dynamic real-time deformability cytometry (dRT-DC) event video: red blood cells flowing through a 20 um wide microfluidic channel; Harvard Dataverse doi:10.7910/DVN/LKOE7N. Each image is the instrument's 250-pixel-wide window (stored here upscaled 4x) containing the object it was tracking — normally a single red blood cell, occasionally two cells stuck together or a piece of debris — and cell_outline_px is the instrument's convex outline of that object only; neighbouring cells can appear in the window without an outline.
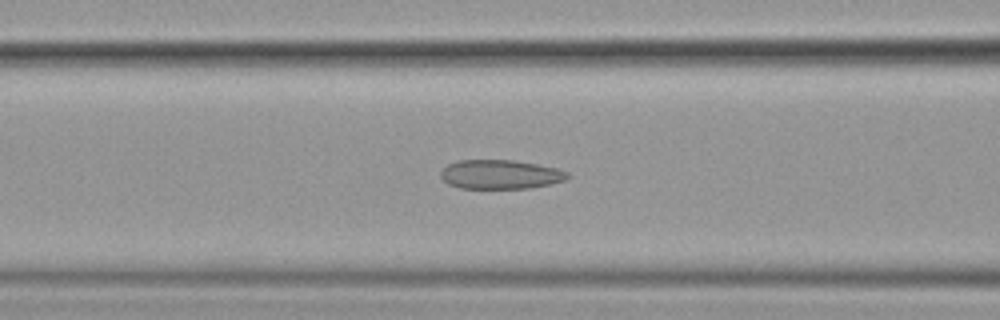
{"species": "common noctule bat (a hibernating species)", "species_latin": "Nyctalus noctula", "temperature_condition": "cold", "stored_images_in_passage": 55, "camera_frame_rate_fps": 3000, "um_per_image_px": 0.085, "animal": {"sex": "female", "body_mass_g": 19.9}, "frame": {"image": 1, "passage_image": 23, "time_ms": 7.333, "image_size_px": [1000, 320], "cell_outline_px": [[568, 176], [564, 180], [532, 188], [460, 188], [448, 184], [440, 176], [440, 172], [448, 164], [460, 160], [512, 160], [536, 164], [556, 168], [568, 172]], "centroid_in_image_um": [42.5, 14.82], "position_along_channel_um": 124.1, "area_um2": 21.33}}
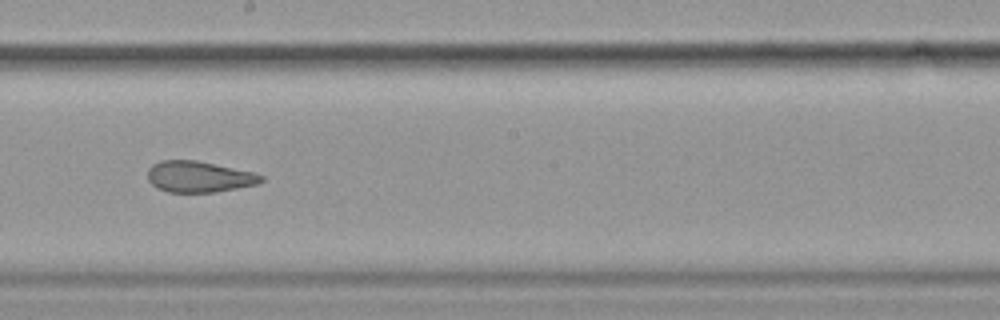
{"frame": {"image": 2, "passage_image": 32, "time_ms": 10.333, "image_size_px": [1000, 320], "cell_outline_px": [[264, 180], [256, 184], [216, 192], [168, 192], [156, 188], [148, 180], [148, 168], [152, 164], [160, 160], [196, 160], [252, 172], [264, 176]], "centroid_in_image_um": [16.87, 15.02], "position_along_channel_um": 231.3, "area_um2": 20.52}}
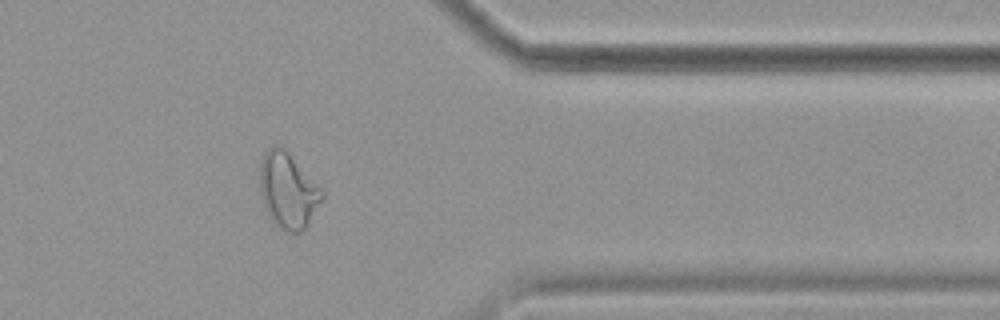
{"frame": {"image": 3, "passage_image": 46, "time_ms": 15.0, "image_size_px": [1000, 320], "cell_outline_px": [[324, 196], [308, 224], [300, 232], [288, 232], [276, 228], [268, 220], [264, 208], [260, 192], [260, 160], [264, 152], [268, 148], [276, 144], [280, 144], [288, 152], [324, 192]], "centroid_in_image_um": [24.42, 16.22], "position_along_channel_um": 387.0, "area_um2": 27.69}, "authors_computed_cell_mechanics": {"area_um2": 23.9292, "velocity_mm_per_s": 3.5901, "shape_relaxation_time_tau1_ms": null, "shape_relaxation_time_tau2_ms": 2.2874, "deformation_change_tau1": null, "deformation_change_tau2": 0.1008}}